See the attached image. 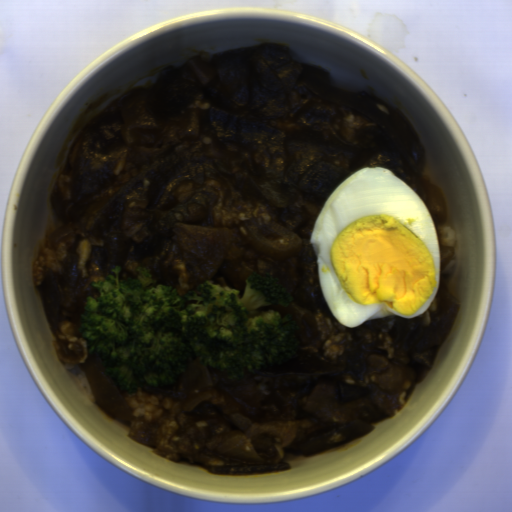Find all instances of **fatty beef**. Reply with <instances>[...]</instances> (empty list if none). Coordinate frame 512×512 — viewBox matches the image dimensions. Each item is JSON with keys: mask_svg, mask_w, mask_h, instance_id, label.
<instances>
[{"mask_svg": "<svg viewBox=\"0 0 512 512\" xmlns=\"http://www.w3.org/2000/svg\"><path fill=\"white\" fill-rule=\"evenodd\" d=\"M428 151L400 111L334 88L325 68L287 44L226 49L170 63L157 81L117 96L80 134L56 177L61 225L33 265L59 361L90 357L78 324L94 282L114 268L185 295L205 283L243 296L254 274L279 278L280 311L297 323L295 353L238 378L192 362L162 389L121 391L128 437L207 472L289 468L374 431L411 397L449 335L458 300L453 247L440 244L449 209L426 176ZM383 167L427 207L442 254L436 296L414 319L386 315L341 326L322 295L310 242L325 201L349 175ZM279 223L301 239L272 260L247 241ZM243 433L263 460L215 451Z\"/></svg>", "mask_w": 512, "mask_h": 512, "instance_id": "8fa450e3", "label": "fatty beef"}]
</instances>
